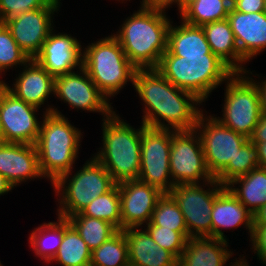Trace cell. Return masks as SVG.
Returning <instances> with one entry per match:
<instances>
[{"label":"cell","instance_id":"cell-1","mask_svg":"<svg viewBox=\"0 0 266 266\" xmlns=\"http://www.w3.org/2000/svg\"><path fill=\"white\" fill-rule=\"evenodd\" d=\"M133 85L144 104L141 123L145 126L172 131L195 129L204 109L199 108L202 101L194 94L174 86L156 68L136 69Z\"/></svg>","mask_w":266,"mask_h":266},{"label":"cell","instance_id":"cell-2","mask_svg":"<svg viewBox=\"0 0 266 266\" xmlns=\"http://www.w3.org/2000/svg\"><path fill=\"white\" fill-rule=\"evenodd\" d=\"M140 4L139 10L127 17L113 36L137 69L157 68L167 51L168 28L172 21L166 17L165 9Z\"/></svg>","mask_w":266,"mask_h":266},{"label":"cell","instance_id":"cell-3","mask_svg":"<svg viewBox=\"0 0 266 266\" xmlns=\"http://www.w3.org/2000/svg\"><path fill=\"white\" fill-rule=\"evenodd\" d=\"M47 107L35 146L41 173L53 184L74 169L83 134L57 108Z\"/></svg>","mask_w":266,"mask_h":266},{"label":"cell","instance_id":"cell-4","mask_svg":"<svg viewBox=\"0 0 266 266\" xmlns=\"http://www.w3.org/2000/svg\"><path fill=\"white\" fill-rule=\"evenodd\" d=\"M102 148L93 157L118 184L138 180L141 167V126L135 129L114 111L102 119Z\"/></svg>","mask_w":266,"mask_h":266},{"label":"cell","instance_id":"cell-5","mask_svg":"<svg viewBox=\"0 0 266 266\" xmlns=\"http://www.w3.org/2000/svg\"><path fill=\"white\" fill-rule=\"evenodd\" d=\"M156 69L174 86L194 94L202 102L234 74L214 54L181 57L168 50Z\"/></svg>","mask_w":266,"mask_h":266},{"label":"cell","instance_id":"cell-6","mask_svg":"<svg viewBox=\"0 0 266 266\" xmlns=\"http://www.w3.org/2000/svg\"><path fill=\"white\" fill-rule=\"evenodd\" d=\"M83 48L82 66L108 100L118 95L127 82L133 85L137 68L112 33Z\"/></svg>","mask_w":266,"mask_h":266},{"label":"cell","instance_id":"cell-7","mask_svg":"<svg viewBox=\"0 0 266 266\" xmlns=\"http://www.w3.org/2000/svg\"><path fill=\"white\" fill-rule=\"evenodd\" d=\"M72 173L71 170L63 174L51 185L59 197L57 216L66 219L81 213L93 199L105 194L116 184L94 157L87 160L74 175Z\"/></svg>","mask_w":266,"mask_h":266},{"label":"cell","instance_id":"cell-8","mask_svg":"<svg viewBox=\"0 0 266 266\" xmlns=\"http://www.w3.org/2000/svg\"><path fill=\"white\" fill-rule=\"evenodd\" d=\"M225 83L223 117L216 118L249 139L262 114L257 85L247 72L234 73Z\"/></svg>","mask_w":266,"mask_h":266},{"label":"cell","instance_id":"cell-9","mask_svg":"<svg viewBox=\"0 0 266 266\" xmlns=\"http://www.w3.org/2000/svg\"><path fill=\"white\" fill-rule=\"evenodd\" d=\"M224 187L214 178L200 184H177L171 188L169 194L183 214L189 238L212 237L210 215L215 197Z\"/></svg>","mask_w":266,"mask_h":266},{"label":"cell","instance_id":"cell-10","mask_svg":"<svg viewBox=\"0 0 266 266\" xmlns=\"http://www.w3.org/2000/svg\"><path fill=\"white\" fill-rule=\"evenodd\" d=\"M201 112L195 126L199 133L206 166L213 178H216L227 166L234 163L237 151L249 140L236 133L220 120Z\"/></svg>","mask_w":266,"mask_h":266},{"label":"cell","instance_id":"cell-11","mask_svg":"<svg viewBox=\"0 0 266 266\" xmlns=\"http://www.w3.org/2000/svg\"><path fill=\"white\" fill-rule=\"evenodd\" d=\"M171 130L141 124V167L138 180L169 193L174 185L170 172Z\"/></svg>","mask_w":266,"mask_h":266},{"label":"cell","instance_id":"cell-12","mask_svg":"<svg viewBox=\"0 0 266 266\" xmlns=\"http://www.w3.org/2000/svg\"><path fill=\"white\" fill-rule=\"evenodd\" d=\"M169 165L174 185L199 184L214 179L206 166L202 142L196 129L171 130Z\"/></svg>","mask_w":266,"mask_h":266},{"label":"cell","instance_id":"cell-13","mask_svg":"<svg viewBox=\"0 0 266 266\" xmlns=\"http://www.w3.org/2000/svg\"><path fill=\"white\" fill-rule=\"evenodd\" d=\"M38 107L17 98L0 82V125L5 143L35 145L41 122Z\"/></svg>","mask_w":266,"mask_h":266},{"label":"cell","instance_id":"cell-14","mask_svg":"<svg viewBox=\"0 0 266 266\" xmlns=\"http://www.w3.org/2000/svg\"><path fill=\"white\" fill-rule=\"evenodd\" d=\"M75 72L55 77L53 96L56 95L72 109L98 112L103 119L109 117L114 112L112 103L94 84L83 66Z\"/></svg>","mask_w":266,"mask_h":266},{"label":"cell","instance_id":"cell-15","mask_svg":"<svg viewBox=\"0 0 266 266\" xmlns=\"http://www.w3.org/2000/svg\"><path fill=\"white\" fill-rule=\"evenodd\" d=\"M60 1L52 0L45 8L27 11L5 23L13 39L30 60L35 59L54 30L53 15L59 11Z\"/></svg>","mask_w":266,"mask_h":266},{"label":"cell","instance_id":"cell-16","mask_svg":"<svg viewBox=\"0 0 266 266\" xmlns=\"http://www.w3.org/2000/svg\"><path fill=\"white\" fill-rule=\"evenodd\" d=\"M121 199L122 230L143 227L151 221L158 199L163 195L158 188L140 180L118 183Z\"/></svg>","mask_w":266,"mask_h":266},{"label":"cell","instance_id":"cell-17","mask_svg":"<svg viewBox=\"0 0 266 266\" xmlns=\"http://www.w3.org/2000/svg\"><path fill=\"white\" fill-rule=\"evenodd\" d=\"M82 49L77 38L67 33L55 34L52 30L34 60L56 77L82 66Z\"/></svg>","mask_w":266,"mask_h":266},{"label":"cell","instance_id":"cell-18","mask_svg":"<svg viewBox=\"0 0 266 266\" xmlns=\"http://www.w3.org/2000/svg\"><path fill=\"white\" fill-rule=\"evenodd\" d=\"M0 174L13 187L30 179L45 178L40 170L36 146L22 143H1Z\"/></svg>","mask_w":266,"mask_h":266},{"label":"cell","instance_id":"cell-19","mask_svg":"<svg viewBox=\"0 0 266 266\" xmlns=\"http://www.w3.org/2000/svg\"><path fill=\"white\" fill-rule=\"evenodd\" d=\"M241 57L249 62L266 50V14L229 10L227 17Z\"/></svg>","mask_w":266,"mask_h":266},{"label":"cell","instance_id":"cell-20","mask_svg":"<svg viewBox=\"0 0 266 266\" xmlns=\"http://www.w3.org/2000/svg\"><path fill=\"white\" fill-rule=\"evenodd\" d=\"M21 69L12 87L5 81L2 83L17 98L41 108V105L47 102L48 97L54 94L55 77L34 59L29 60Z\"/></svg>","mask_w":266,"mask_h":266},{"label":"cell","instance_id":"cell-21","mask_svg":"<svg viewBox=\"0 0 266 266\" xmlns=\"http://www.w3.org/2000/svg\"><path fill=\"white\" fill-rule=\"evenodd\" d=\"M212 237L228 241L222 229H237L243 225L251 238L253 214L225 186L215 197L211 212Z\"/></svg>","mask_w":266,"mask_h":266},{"label":"cell","instance_id":"cell-22","mask_svg":"<svg viewBox=\"0 0 266 266\" xmlns=\"http://www.w3.org/2000/svg\"><path fill=\"white\" fill-rule=\"evenodd\" d=\"M131 227L123 229L128 243L131 266H178V259L161 248L145 230Z\"/></svg>","mask_w":266,"mask_h":266},{"label":"cell","instance_id":"cell-23","mask_svg":"<svg viewBox=\"0 0 266 266\" xmlns=\"http://www.w3.org/2000/svg\"><path fill=\"white\" fill-rule=\"evenodd\" d=\"M211 52L223 61L234 73H248L247 62L241 57L228 19L202 25ZM250 71V72H249Z\"/></svg>","mask_w":266,"mask_h":266},{"label":"cell","instance_id":"cell-24","mask_svg":"<svg viewBox=\"0 0 266 266\" xmlns=\"http://www.w3.org/2000/svg\"><path fill=\"white\" fill-rule=\"evenodd\" d=\"M228 244L213 237H190L178 259V266H227L226 262L233 256Z\"/></svg>","mask_w":266,"mask_h":266},{"label":"cell","instance_id":"cell-25","mask_svg":"<svg viewBox=\"0 0 266 266\" xmlns=\"http://www.w3.org/2000/svg\"><path fill=\"white\" fill-rule=\"evenodd\" d=\"M181 24L169 25L167 35V50L176 56H203L213 54L202 26H194L185 23L181 19Z\"/></svg>","mask_w":266,"mask_h":266},{"label":"cell","instance_id":"cell-26","mask_svg":"<svg viewBox=\"0 0 266 266\" xmlns=\"http://www.w3.org/2000/svg\"><path fill=\"white\" fill-rule=\"evenodd\" d=\"M237 184L238 187L234 186ZM226 187L252 214H255L266 204V169L256 167L248 174L235 178Z\"/></svg>","mask_w":266,"mask_h":266},{"label":"cell","instance_id":"cell-27","mask_svg":"<svg viewBox=\"0 0 266 266\" xmlns=\"http://www.w3.org/2000/svg\"><path fill=\"white\" fill-rule=\"evenodd\" d=\"M91 252L76 229L64 218L63 240L51 261L61 266H90Z\"/></svg>","mask_w":266,"mask_h":266},{"label":"cell","instance_id":"cell-28","mask_svg":"<svg viewBox=\"0 0 266 266\" xmlns=\"http://www.w3.org/2000/svg\"><path fill=\"white\" fill-rule=\"evenodd\" d=\"M58 221L43 223L30 233L29 244L36 256L44 263H51L63 240L64 218L57 217Z\"/></svg>","mask_w":266,"mask_h":266},{"label":"cell","instance_id":"cell-29","mask_svg":"<svg viewBox=\"0 0 266 266\" xmlns=\"http://www.w3.org/2000/svg\"><path fill=\"white\" fill-rule=\"evenodd\" d=\"M230 8L231 0H194L179 14L185 23L202 26L227 19Z\"/></svg>","mask_w":266,"mask_h":266},{"label":"cell","instance_id":"cell-30","mask_svg":"<svg viewBox=\"0 0 266 266\" xmlns=\"http://www.w3.org/2000/svg\"><path fill=\"white\" fill-rule=\"evenodd\" d=\"M91 251L110 239L119 230L107 221L84 216L81 213L67 218Z\"/></svg>","mask_w":266,"mask_h":266},{"label":"cell","instance_id":"cell-31","mask_svg":"<svg viewBox=\"0 0 266 266\" xmlns=\"http://www.w3.org/2000/svg\"><path fill=\"white\" fill-rule=\"evenodd\" d=\"M81 214L91 218L101 219L122 230L121 199L118 184H115L108 192L93 199Z\"/></svg>","mask_w":266,"mask_h":266},{"label":"cell","instance_id":"cell-32","mask_svg":"<svg viewBox=\"0 0 266 266\" xmlns=\"http://www.w3.org/2000/svg\"><path fill=\"white\" fill-rule=\"evenodd\" d=\"M128 243L123 230L91 252L90 266H128Z\"/></svg>","mask_w":266,"mask_h":266},{"label":"cell","instance_id":"cell-33","mask_svg":"<svg viewBox=\"0 0 266 266\" xmlns=\"http://www.w3.org/2000/svg\"><path fill=\"white\" fill-rule=\"evenodd\" d=\"M256 167H259L258 149L248 140L237 151L234 163H228V166L215 179L223 186H226L235 178L248 174Z\"/></svg>","mask_w":266,"mask_h":266},{"label":"cell","instance_id":"cell-34","mask_svg":"<svg viewBox=\"0 0 266 266\" xmlns=\"http://www.w3.org/2000/svg\"><path fill=\"white\" fill-rule=\"evenodd\" d=\"M150 223L174 231H188L183 214L169 193L158 199Z\"/></svg>","mask_w":266,"mask_h":266},{"label":"cell","instance_id":"cell-35","mask_svg":"<svg viewBox=\"0 0 266 266\" xmlns=\"http://www.w3.org/2000/svg\"><path fill=\"white\" fill-rule=\"evenodd\" d=\"M29 60L13 39L10 30L5 24L0 23V75L14 66L23 67ZM2 81L0 79V82Z\"/></svg>","mask_w":266,"mask_h":266},{"label":"cell","instance_id":"cell-36","mask_svg":"<svg viewBox=\"0 0 266 266\" xmlns=\"http://www.w3.org/2000/svg\"><path fill=\"white\" fill-rule=\"evenodd\" d=\"M145 230L152 239L163 249L171 252L177 259L185 249L188 231H174L160 226H154L150 222L144 225Z\"/></svg>","mask_w":266,"mask_h":266},{"label":"cell","instance_id":"cell-37","mask_svg":"<svg viewBox=\"0 0 266 266\" xmlns=\"http://www.w3.org/2000/svg\"><path fill=\"white\" fill-rule=\"evenodd\" d=\"M52 0H0V23L14 19L21 14L45 8Z\"/></svg>","mask_w":266,"mask_h":266},{"label":"cell","instance_id":"cell-38","mask_svg":"<svg viewBox=\"0 0 266 266\" xmlns=\"http://www.w3.org/2000/svg\"><path fill=\"white\" fill-rule=\"evenodd\" d=\"M265 0H231V7L243 13H256L264 11Z\"/></svg>","mask_w":266,"mask_h":266},{"label":"cell","instance_id":"cell-39","mask_svg":"<svg viewBox=\"0 0 266 266\" xmlns=\"http://www.w3.org/2000/svg\"><path fill=\"white\" fill-rule=\"evenodd\" d=\"M249 140L253 144L266 142V114H261L260 120L254 128V131Z\"/></svg>","mask_w":266,"mask_h":266},{"label":"cell","instance_id":"cell-40","mask_svg":"<svg viewBox=\"0 0 266 266\" xmlns=\"http://www.w3.org/2000/svg\"><path fill=\"white\" fill-rule=\"evenodd\" d=\"M253 252L257 255V259L266 265V241H251Z\"/></svg>","mask_w":266,"mask_h":266},{"label":"cell","instance_id":"cell-41","mask_svg":"<svg viewBox=\"0 0 266 266\" xmlns=\"http://www.w3.org/2000/svg\"><path fill=\"white\" fill-rule=\"evenodd\" d=\"M140 3L162 9L169 8L172 4L178 7V0H142Z\"/></svg>","mask_w":266,"mask_h":266},{"label":"cell","instance_id":"cell-42","mask_svg":"<svg viewBox=\"0 0 266 266\" xmlns=\"http://www.w3.org/2000/svg\"><path fill=\"white\" fill-rule=\"evenodd\" d=\"M258 88L259 95H260V104H261V111L263 114H266V80H253ZM261 82V83H260Z\"/></svg>","mask_w":266,"mask_h":266},{"label":"cell","instance_id":"cell-43","mask_svg":"<svg viewBox=\"0 0 266 266\" xmlns=\"http://www.w3.org/2000/svg\"><path fill=\"white\" fill-rule=\"evenodd\" d=\"M250 241H266V225H253Z\"/></svg>","mask_w":266,"mask_h":266},{"label":"cell","instance_id":"cell-44","mask_svg":"<svg viewBox=\"0 0 266 266\" xmlns=\"http://www.w3.org/2000/svg\"><path fill=\"white\" fill-rule=\"evenodd\" d=\"M253 225H266V204L253 214Z\"/></svg>","mask_w":266,"mask_h":266},{"label":"cell","instance_id":"cell-45","mask_svg":"<svg viewBox=\"0 0 266 266\" xmlns=\"http://www.w3.org/2000/svg\"><path fill=\"white\" fill-rule=\"evenodd\" d=\"M258 149L259 167L266 169V142L254 144Z\"/></svg>","mask_w":266,"mask_h":266},{"label":"cell","instance_id":"cell-46","mask_svg":"<svg viewBox=\"0 0 266 266\" xmlns=\"http://www.w3.org/2000/svg\"><path fill=\"white\" fill-rule=\"evenodd\" d=\"M12 184L0 174V196L7 194L9 191L13 190Z\"/></svg>","mask_w":266,"mask_h":266},{"label":"cell","instance_id":"cell-47","mask_svg":"<svg viewBox=\"0 0 266 266\" xmlns=\"http://www.w3.org/2000/svg\"><path fill=\"white\" fill-rule=\"evenodd\" d=\"M194 0H178V10L181 12L187 5Z\"/></svg>","mask_w":266,"mask_h":266},{"label":"cell","instance_id":"cell-48","mask_svg":"<svg viewBox=\"0 0 266 266\" xmlns=\"http://www.w3.org/2000/svg\"><path fill=\"white\" fill-rule=\"evenodd\" d=\"M4 143V138H3V134H2V130H1V125H0V144Z\"/></svg>","mask_w":266,"mask_h":266},{"label":"cell","instance_id":"cell-49","mask_svg":"<svg viewBox=\"0 0 266 266\" xmlns=\"http://www.w3.org/2000/svg\"><path fill=\"white\" fill-rule=\"evenodd\" d=\"M263 12L266 14V0H265V5H264V11Z\"/></svg>","mask_w":266,"mask_h":266}]
</instances>
